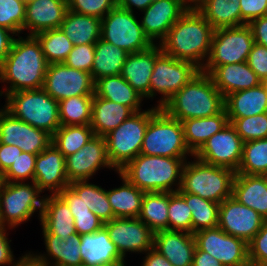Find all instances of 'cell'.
<instances>
[{"instance_id":"3","label":"cell","mask_w":267,"mask_h":266,"mask_svg":"<svg viewBox=\"0 0 267 266\" xmlns=\"http://www.w3.org/2000/svg\"><path fill=\"white\" fill-rule=\"evenodd\" d=\"M180 122L217 115L225 109V97L202 70L160 107Z\"/></svg>"},{"instance_id":"58","label":"cell","mask_w":267,"mask_h":266,"mask_svg":"<svg viewBox=\"0 0 267 266\" xmlns=\"http://www.w3.org/2000/svg\"><path fill=\"white\" fill-rule=\"evenodd\" d=\"M248 25L252 30L255 43L267 47V15L252 20Z\"/></svg>"},{"instance_id":"26","label":"cell","mask_w":267,"mask_h":266,"mask_svg":"<svg viewBox=\"0 0 267 266\" xmlns=\"http://www.w3.org/2000/svg\"><path fill=\"white\" fill-rule=\"evenodd\" d=\"M42 235L46 253H31L44 266H82L81 236L78 233L69 236L66 240L51 233H43Z\"/></svg>"},{"instance_id":"68","label":"cell","mask_w":267,"mask_h":266,"mask_svg":"<svg viewBox=\"0 0 267 266\" xmlns=\"http://www.w3.org/2000/svg\"><path fill=\"white\" fill-rule=\"evenodd\" d=\"M64 2H66V3H69L70 2V0H63Z\"/></svg>"},{"instance_id":"50","label":"cell","mask_w":267,"mask_h":266,"mask_svg":"<svg viewBox=\"0 0 267 266\" xmlns=\"http://www.w3.org/2000/svg\"><path fill=\"white\" fill-rule=\"evenodd\" d=\"M95 52V44H83L74 46L63 62L70 68L91 73Z\"/></svg>"},{"instance_id":"38","label":"cell","mask_w":267,"mask_h":266,"mask_svg":"<svg viewBox=\"0 0 267 266\" xmlns=\"http://www.w3.org/2000/svg\"><path fill=\"white\" fill-rule=\"evenodd\" d=\"M169 192H145L138 218L154 233L168 229Z\"/></svg>"},{"instance_id":"51","label":"cell","mask_w":267,"mask_h":266,"mask_svg":"<svg viewBox=\"0 0 267 266\" xmlns=\"http://www.w3.org/2000/svg\"><path fill=\"white\" fill-rule=\"evenodd\" d=\"M250 266H262L267 263V220L248 243Z\"/></svg>"},{"instance_id":"63","label":"cell","mask_w":267,"mask_h":266,"mask_svg":"<svg viewBox=\"0 0 267 266\" xmlns=\"http://www.w3.org/2000/svg\"><path fill=\"white\" fill-rule=\"evenodd\" d=\"M11 266H44L37 260L31 252L25 253L19 260H16Z\"/></svg>"},{"instance_id":"66","label":"cell","mask_w":267,"mask_h":266,"mask_svg":"<svg viewBox=\"0 0 267 266\" xmlns=\"http://www.w3.org/2000/svg\"><path fill=\"white\" fill-rule=\"evenodd\" d=\"M22 1L27 5V4H29V3L33 2V1H35V0H22Z\"/></svg>"},{"instance_id":"45","label":"cell","mask_w":267,"mask_h":266,"mask_svg":"<svg viewBox=\"0 0 267 266\" xmlns=\"http://www.w3.org/2000/svg\"><path fill=\"white\" fill-rule=\"evenodd\" d=\"M168 230L192 233V214L178 192H169Z\"/></svg>"},{"instance_id":"9","label":"cell","mask_w":267,"mask_h":266,"mask_svg":"<svg viewBox=\"0 0 267 266\" xmlns=\"http://www.w3.org/2000/svg\"><path fill=\"white\" fill-rule=\"evenodd\" d=\"M140 153L172 158L194 156L186 146L182 122L161 108L148 122Z\"/></svg>"},{"instance_id":"43","label":"cell","mask_w":267,"mask_h":266,"mask_svg":"<svg viewBox=\"0 0 267 266\" xmlns=\"http://www.w3.org/2000/svg\"><path fill=\"white\" fill-rule=\"evenodd\" d=\"M41 45L48 64L63 63L74 45L60 29H50L34 35Z\"/></svg>"},{"instance_id":"19","label":"cell","mask_w":267,"mask_h":266,"mask_svg":"<svg viewBox=\"0 0 267 266\" xmlns=\"http://www.w3.org/2000/svg\"><path fill=\"white\" fill-rule=\"evenodd\" d=\"M265 221L259 213L239 203L232 196L219 205L218 227L247 243L258 233Z\"/></svg>"},{"instance_id":"27","label":"cell","mask_w":267,"mask_h":266,"mask_svg":"<svg viewBox=\"0 0 267 266\" xmlns=\"http://www.w3.org/2000/svg\"><path fill=\"white\" fill-rule=\"evenodd\" d=\"M40 223L42 233H51L62 240L76 234L73 215L58 194L44 195Z\"/></svg>"},{"instance_id":"44","label":"cell","mask_w":267,"mask_h":266,"mask_svg":"<svg viewBox=\"0 0 267 266\" xmlns=\"http://www.w3.org/2000/svg\"><path fill=\"white\" fill-rule=\"evenodd\" d=\"M267 171V138L244 142L242 158L236 173L264 175Z\"/></svg>"},{"instance_id":"32","label":"cell","mask_w":267,"mask_h":266,"mask_svg":"<svg viewBox=\"0 0 267 266\" xmlns=\"http://www.w3.org/2000/svg\"><path fill=\"white\" fill-rule=\"evenodd\" d=\"M228 123L226 109L211 117L182 121L184 139L189 151L195 155L211 136L218 133Z\"/></svg>"},{"instance_id":"48","label":"cell","mask_w":267,"mask_h":266,"mask_svg":"<svg viewBox=\"0 0 267 266\" xmlns=\"http://www.w3.org/2000/svg\"><path fill=\"white\" fill-rule=\"evenodd\" d=\"M36 158V154L22 152L10 168L2 175L0 181L26 182L29 179L33 182Z\"/></svg>"},{"instance_id":"8","label":"cell","mask_w":267,"mask_h":266,"mask_svg":"<svg viewBox=\"0 0 267 266\" xmlns=\"http://www.w3.org/2000/svg\"><path fill=\"white\" fill-rule=\"evenodd\" d=\"M159 109L154 106L135 112L119 127L104 136L109 160L117 171L140 154L148 122Z\"/></svg>"},{"instance_id":"13","label":"cell","mask_w":267,"mask_h":266,"mask_svg":"<svg viewBox=\"0 0 267 266\" xmlns=\"http://www.w3.org/2000/svg\"><path fill=\"white\" fill-rule=\"evenodd\" d=\"M194 237L196 246L223 266H250L248 243L243 239L229 235L219 227L195 232Z\"/></svg>"},{"instance_id":"40","label":"cell","mask_w":267,"mask_h":266,"mask_svg":"<svg viewBox=\"0 0 267 266\" xmlns=\"http://www.w3.org/2000/svg\"><path fill=\"white\" fill-rule=\"evenodd\" d=\"M192 214V233L218 227L219 205L190 193H179Z\"/></svg>"},{"instance_id":"22","label":"cell","mask_w":267,"mask_h":266,"mask_svg":"<svg viewBox=\"0 0 267 266\" xmlns=\"http://www.w3.org/2000/svg\"><path fill=\"white\" fill-rule=\"evenodd\" d=\"M214 85L226 97L230 93L258 86L262 81L246 62L225 64L221 66H204Z\"/></svg>"},{"instance_id":"46","label":"cell","mask_w":267,"mask_h":266,"mask_svg":"<svg viewBox=\"0 0 267 266\" xmlns=\"http://www.w3.org/2000/svg\"><path fill=\"white\" fill-rule=\"evenodd\" d=\"M243 142L267 138V112L244 118H228Z\"/></svg>"},{"instance_id":"42","label":"cell","mask_w":267,"mask_h":266,"mask_svg":"<svg viewBox=\"0 0 267 266\" xmlns=\"http://www.w3.org/2000/svg\"><path fill=\"white\" fill-rule=\"evenodd\" d=\"M94 136L90 125L60 126L52 135V144L65 156L76 153Z\"/></svg>"},{"instance_id":"31","label":"cell","mask_w":267,"mask_h":266,"mask_svg":"<svg viewBox=\"0 0 267 266\" xmlns=\"http://www.w3.org/2000/svg\"><path fill=\"white\" fill-rule=\"evenodd\" d=\"M228 118H244L267 112V89L263 83L256 87L230 93L225 97Z\"/></svg>"},{"instance_id":"53","label":"cell","mask_w":267,"mask_h":266,"mask_svg":"<svg viewBox=\"0 0 267 266\" xmlns=\"http://www.w3.org/2000/svg\"><path fill=\"white\" fill-rule=\"evenodd\" d=\"M241 25L267 15V0H240Z\"/></svg>"},{"instance_id":"56","label":"cell","mask_w":267,"mask_h":266,"mask_svg":"<svg viewBox=\"0 0 267 266\" xmlns=\"http://www.w3.org/2000/svg\"><path fill=\"white\" fill-rule=\"evenodd\" d=\"M21 154L18 147L0 143V178Z\"/></svg>"},{"instance_id":"67","label":"cell","mask_w":267,"mask_h":266,"mask_svg":"<svg viewBox=\"0 0 267 266\" xmlns=\"http://www.w3.org/2000/svg\"><path fill=\"white\" fill-rule=\"evenodd\" d=\"M267 89V79L262 82Z\"/></svg>"},{"instance_id":"54","label":"cell","mask_w":267,"mask_h":266,"mask_svg":"<svg viewBox=\"0 0 267 266\" xmlns=\"http://www.w3.org/2000/svg\"><path fill=\"white\" fill-rule=\"evenodd\" d=\"M76 233L92 234L104 227V223L93 212L90 214L73 215Z\"/></svg>"},{"instance_id":"28","label":"cell","mask_w":267,"mask_h":266,"mask_svg":"<svg viewBox=\"0 0 267 266\" xmlns=\"http://www.w3.org/2000/svg\"><path fill=\"white\" fill-rule=\"evenodd\" d=\"M80 253L82 266L125 264L126 262L104 227L95 233L81 235Z\"/></svg>"},{"instance_id":"41","label":"cell","mask_w":267,"mask_h":266,"mask_svg":"<svg viewBox=\"0 0 267 266\" xmlns=\"http://www.w3.org/2000/svg\"><path fill=\"white\" fill-rule=\"evenodd\" d=\"M93 96L82 95L59 101L61 126L90 125Z\"/></svg>"},{"instance_id":"29","label":"cell","mask_w":267,"mask_h":266,"mask_svg":"<svg viewBox=\"0 0 267 266\" xmlns=\"http://www.w3.org/2000/svg\"><path fill=\"white\" fill-rule=\"evenodd\" d=\"M232 197L267 220V178L264 175L236 173Z\"/></svg>"},{"instance_id":"18","label":"cell","mask_w":267,"mask_h":266,"mask_svg":"<svg viewBox=\"0 0 267 266\" xmlns=\"http://www.w3.org/2000/svg\"><path fill=\"white\" fill-rule=\"evenodd\" d=\"M66 160V174L69 183L89 180L101 168L118 172L111 164L107 154V144L104 136H96L87 142L83 148L69 155Z\"/></svg>"},{"instance_id":"14","label":"cell","mask_w":267,"mask_h":266,"mask_svg":"<svg viewBox=\"0 0 267 266\" xmlns=\"http://www.w3.org/2000/svg\"><path fill=\"white\" fill-rule=\"evenodd\" d=\"M91 73L64 63L48 64L43 89L58 102L70 97L94 95Z\"/></svg>"},{"instance_id":"5","label":"cell","mask_w":267,"mask_h":266,"mask_svg":"<svg viewBox=\"0 0 267 266\" xmlns=\"http://www.w3.org/2000/svg\"><path fill=\"white\" fill-rule=\"evenodd\" d=\"M192 158L185 161L178 193L198 195L218 204L232 196L235 171Z\"/></svg>"},{"instance_id":"64","label":"cell","mask_w":267,"mask_h":266,"mask_svg":"<svg viewBox=\"0 0 267 266\" xmlns=\"http://www.w3.org/2000/svg\"><path fill=\"white\" fill-rule=\"evenodd\" d=\"M202 0H188L189 6L195 8Z\"/></svg>"},{"instance_id":"55","label":"cell","mask_w":267,"mask_h":266,"mask_svg":"<svg viewBox=\"0 0 267 266\" xmlns=\"http://www.w3.org/2000/svg\"><path fill=\"white\" fill-rule=\"evenodd\" d=\"M58 195L66 202L72 215L90 214L88 206L70 186L64 188Z\"/></svg>"},{"instance_id":"16","label":"cell","mask_w":267,"mask_h":266,"mask_svg":"<svg viewBox=\"0 0 267 266\" xmlns=\"http://www.w3.org/2000/svg\"><path fill=\"white\" fill-rule=\"evenodd\" d=\"M104 228L123 258L128 252L144 254L154 247V232L139 218H114Z\"/></svg>"},{"instance_id":"7","label":"cell","mask_w":267,"mask_h":266,"mask_svg":"<svg viewBox=\"0 0 267 266\" xmlns=\"http://www.w3.org/2000/svg\"><path fill=\"white\" fill-rule=\"evenodd\" d=\"M41 194L35 182L0 181V226L17 228L35 212H39L40 221L44 201Z\"/></svg>"},{"instance_id":"52","label":"cell","mask_w":267,"mask_h":266,"mask_svg":"<svg viewBox=\"0 0 267 266\" xmlns=\"http://www.w3.org/2000/svg\"><path fill=\"white\" fill-rule=\"evenodd\" d=\"M246 63L262 82L267 79V47L254 43Z\"/></svg>"},{"instance_id":"59","label":"cell","mask_w":267,"mask_h":266,"mask_svg":"<svg viewBox=\"0 0 267 266\" xmlns=\"http://www.w3.org/2000/svg\"><path fill=\"white\" fill-rule=\"evenodd\" d=\"M15 36L12 31L0 26V65L10 52Z\"/></svg>"},{"instance_id":"30","label":"cell","mask_w":267,"mask_h":266,"mask_svg":"<svg viewBox=\"0 0 267 266\" xmlns=\"http://www.w3.org/2000/svg\"><path fill=\"white\" fill-rule=\"evenodd\" d=\"M134 113L128 106L97 97L94 94L90 126L94 135L105 136L111 130L119 127Z\"/></svg>"},{"instance_id":"65","label":"cell","mask_w":267,"mask_h":266,"mask_svg":"<svg viewBox=\"0 0 267 266\" xmlns=\"http://www.w3.org/2000/svg\"><path fill=\"white\" fill-rule=\"evenodd\" d=\"M127 264H103V265H97V266H126Z\"/></svg>"},{"instance_id":"33","label":"cell","mask_w":267,"mask_h":266,"mask_svg":"<svg viewBox=\"0 0 267 266\" xmlns=\"http://www.w3.org/2000/svg\"><path fill=\"white\" fill-rule=\"evenodd\" d=\"M94 94L97 97L128 106L134 112L142 111L140 107L144 98L121 75L96 80Z\"/></svg>"},{"instance_id":"37","label":"cell","mask_w":267,"mask_h":266,"mask_svg":"<svg viewBox=\"0 0 267 266\" xmlns=\"http://www.w3.org/2000/svg\"><path fill=\"white\" fill-rule=\"evenodd\" d=\"M128 52L110 42L99 39L95 43V52L91 77L95 82L99 78L121 75Z\"/></svg>"},{"instance_id":"60","label":"cell","mask_w":267,"mask_h":266,"mask_svg":"<svg viewBox=\"0 0 267 266\" xmlns=\"http://www.w3.org/2000/svg\"><path fill=\"white\" fill-rule=\"evenodd\" d=\"M145 256L141 266H173L159 251L154 247L144 253Z\"/></svg>"},{"instance_id":"21","label":"cell","mask_w":267,"mask_h":266,"mask_svg":"<svg viewBox=\"0 0 267 266\" xmlns=\"http://www.w3.org/2000/svg\"><path fill=\"white\" fill-rule=\"evenodd\" d=\"M33 182L41 192L59 194L69 186L65 156L51 143L37 155Z\"/></svg>"},{"instance_id":"15","label":"cell","mask_w":267,"mask_h":266,"mask_svg":"<svg viewBox=\"0 0 267 266\" xmlns=\"http://www.w3.org/2000/svg\"><path fill=\"white\" fill-rule=\"evenodd\" d=\"M243 144V140L229 122L211 136L194 156L204 163L237 172L242 158Z\"/></svg>"},{"instance_id":"24","label":"cell","mask_w":267,"mask_h":266,"mask_svg":"<svg viewBox=\"0 0 267 266\" xmlns=\"http://www.w3.org/2000/svg\"><path fill=\"white\" fill-rule=\"evenodd\" d=\"M161 52L159 44H154L144 51L130 53L126 57L121 76L143 98L149 99L150 79L155 59Z\"/></svg>"},{"instance_id":"35","label":"cell","mask_w":267,"mask_h":266,"mask_svg":"<svg viewBox=\"0 0 267 266\" xmlns=\"http://www.w3.org/2000/svg\"><path fill=\"white\" fill-rule=\"evenodd\" d=\"M122 185L107 190V196L115 218H138L144 191L130 183L119 172Z\"/></svg>"},{"instance_id":"20","label":"cell","mask_w":267,"mask_h":266,"mask_svg":"<svg viewBox=\"0 0 267 266\" xmlns=\"http://www.w3.org/2000/svg\"><path fill=\"white\" fill-rule=\"evenodd\" d=\"M189 7L188 0H154L142 11L140 23L145 35L153 44H159Z\"/></svg>"},{"instance_id":"17","label":"cell","mask_w":267,"mask_h":266,"mask_svg":"<svg viewBox=\"0 0 267 266\" xmlns=\"http://www.w3.org/2000/svg\"><path fill=\"white\" fill-rule=\"evenodd\" d=\"M0 143L14 145L22 152L38 155L52 143V136L13 117L0 108Z\"/></svg>"},{"instance_id":"61","label":"cell","mask_w":267,"mask_h":266,"mask_svg":"<svg viewBox=\"0 0 267 266\" xmlns=\"http://www.w3.org/2000/svg\"><path fill=\"white\" fill-rule=\"evenodd\" d=\"M192 266H223L220 261L207 252L200 250L197 246L193 255Z\"/></svg>"},{"instance_id":"47","label":"cell","mask_w":267,"mask_h":266,"mask_svg":"<svg viewBox=\"0 0 267 266\" xmlns=\"http://www.w3.org/2000/svg\"><path fill=\"white\" fill-rule=\"evenodd\" d=\"M26 4L22 0H0V26L22 34L25 22Z\"/></svg>"},{"instance_id":"2","label":"cell","mask_w":267,"mask_h":266,"mask_svg":"<svg viewBox=\"0 0 267 266\" xmlns=\"http://www.w3.org/2000/svg\"><path fill=\"white\" fill-rule=\"evenodd\" d=\"M213 33L210 23L195 8L189 7L159 46L163 53L192 62L202 70L211 52Z\"/></svg>"},{"instance_id":"10","label":"cell","mask_w":267,"mask_h":266,"mask_svg":"<svg viewBox=\"0 0 267 266\" xmlns=\"http://www.w3.org/2000/svg\"><path fill=\"white\" fill-rule=\"evenodd\" d=\"M101 39L129 54L144 51L154 45L145 35L136 14L118 5L101 19Z\"/></svg>"},{"instance_id":"62","label":"cell","mask_w":267,"mask_h":266,"mask_svg":"<svg viewBox=\"0 0 267 266\" xmlns=\"http://www.w3.org/2000/svg\"><path fill=\"white\" fill-rule=\"evenodd\" d=\"M154 0H118V6L134 13V10L144 11ZM133 6L135 7L133 9Z\"/></svg>"},{"instance_id":"12","label":"cell","mask_w":267,"mask_h":266,"mask_svg":"<svg viewBox=\"0 0 267 266\" xmlns=\"http://www.w3.org/2000/svg\"><path fill=\"white\" fill-rule=\"evenodd\" d=\"M254 43L248 24L214 29L211 52L205 66L246 62Z\"/></svg>"},{"instance_id":"6","label":"cell","mask_w":267,"mask_h":266,"mask_svg":"<svg viewBox=\"0 0 267 266\" xmlns=\"http://www.w3.org/2000/svg\"><path fill=\"white\" fill-rule=\"evenodd\" d=\"M5 98L3 108L13 117L51 136L60 128L58 101L43 88L20 90L7 94Z\"/></svg>"},{"instance_id":"49","label":"cell","mask_w":267,"mask_h":266,"mask_svg":"<svg viewBox=\"0 0 267 266\" xmlns=\"http://www.w3.org/2000/svg\"><path fill=\"white\" fill-rule=\"evenodd\" d=\"M118 5V0H70L68 10L103 19Z\"/></svg>"},{"instance_id":"34","label":"cell","mask_w":267,"mask_h":266,"mask_svg":"<svg viewBox=\"0 0 267 266\" xmlns=\"http://www.w3.org/2000/svg\"><path fill=\"white\" fill-rule=\"evenodd\" d=\"M60 29L74 46L95 44L101 38V19L68 10Z\"/></svg>"},{"instance_id":"4","label":"cell","mask_w":267,"mask_h":266,"mask_svg":"<svg viewBox=\"0 0 267 266\" xmlns=\"http://www.w3.org/2000/svg\"><path fill=\"white\" fill-rule=\"evenodd\" d=\"M187 159L140 153L118 172L141 191L177 192L181 184L183 166Z\"/></svg>"},{"instance_id":"25","label":"cell","mask_w":267,"mask_h":266,"mask_svg":"<svg viewBox=\"0 0 267 266\" xmlns=\"http://www.w3.org/2000/svg\"><path fill=\"white\" fill-rule=\"evenodd\" d=\"M68 11V3L63 0H35L26 5L24 30L29 35L60 28Z\"/></svg>"},{"instance_id":"1","label":"cell","mask_w":267,"mask_h":266,"mask_svg":"<svg viewBox=\"0 0 267 266\" xmlns=\"http://www.w3.org/2000/svg\"><path fill=\"white\" fill-rule=\"evenodd\" d=\"M18 35L0 65V83H7L0 96L20 90L43 88L48 63L34 35Z\"/></svg>"},{"instance_id":"36","label":"cell","mask_w":267,"mask_h":266,"mask_svg":"<svg viewBox=\"0 0 267 266\" xmlns=\"http://www.w3.org/2000/svg\"><path fill=\"white\" fill-rule=\"evenodd\" d=\"M195 9L214 29L241 26L240 0H202Z\"/></svg>"},{"instance_id":"57","label":"cell","mask_w":267,"mask_h":266,"mask_svg":"<svg viewBox=\"0 0 267 266\" xmlns=\"http://www.w3.org/2000/svg\"><path fill=\"white\" fill-rule=\"evenodd\" d=\"M8 229L12 230L11 228L0 226V266H11L16 261L10 245L12 240L8 239Z\"/></svg>"},{"instance_id":"23","label":"cell","mask_w":267,"mask_h":266,"mask_svg":"<svg viewBox=\"0 0 267 266\" xmlns=\"http://www.w3.org/2000/svg\"><path fill=\"white\" fill-rule=\"evenodd\" d=\"M154 248L173 266H192L196 240L193 233L159 230L154 233Z\"/></svg>"},{"instance_id":"39","label":"cell","mask_w":267,"mask_h":266,"mask_svg":"<svg viewBox=\"0 0 267 266\" xmlns=\"http://www.w3.org/2000/svg\"><path fill=\"white\" fill-rule=\"evenodd\" d=\"M69 186L79 195L90 211L102 220L103 223L115 218L106 189L91 182L89 183V180L74 181L69 183Z\"/></svg>"},{"instance_id":"11","label":"cell","mask_w":267,"mask_h":266,"mask_svg":"<svg viewBox=\"0 0 267 266\" xmlns=\"http://www.w3.org/2000/svg\"><path fill=\"white\" fill-rule=\"evenodd\" d=\"M200 71L201 69L192 62L177 60L161 52L155 59L149 99H153L157 93L161 94L156 105L160 108Z\"/></svg>"}]
</instances>
